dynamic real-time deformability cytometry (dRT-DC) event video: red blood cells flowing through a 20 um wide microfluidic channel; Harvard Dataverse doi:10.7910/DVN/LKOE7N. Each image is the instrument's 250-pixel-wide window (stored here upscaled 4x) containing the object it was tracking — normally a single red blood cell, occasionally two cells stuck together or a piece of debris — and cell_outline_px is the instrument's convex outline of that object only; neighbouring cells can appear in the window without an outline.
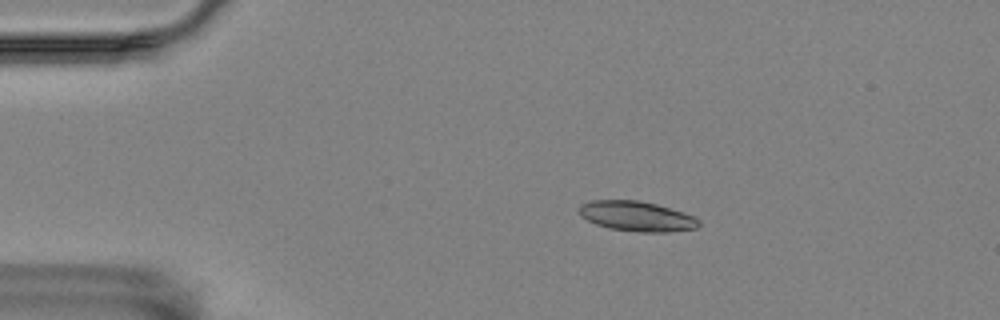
{"species": "Egyptian fruit bat (a non-hibernating species)", "species_latin": "Rousettus aegyptiacus", "temperature_condition": "room temperature", "stored_images_in_passage": 54, "camera_frame_rate_fps": 3000, "um_per_image_px": 0.085, "animal": {"sex": "female"}, "frame": {"image": 1, "passage_image": 7, "time_ms": 2.0, "image_size_px": [1000, 320], "cell_outline_px": [[700, 224], [696, 228], [668, 232], [640, 232], [608, 228], [596, 224], [580, 216], [580, 204], [592, 200], [640, 200], [656, 204], [684, 212], [700, 220]], "centroid_in_image_um": [54.12, 18.38], "position_along_channel_um": 30.9, "area_um2": 20.92}}
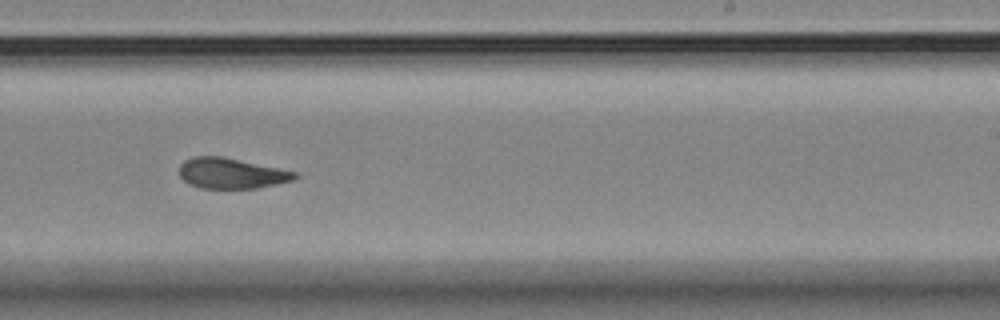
{"frame": {"image": 2, "passage_image": 32, "time_ms": 10.333, "image_size_px": [1000, 320], "cell_outline_px": [[300, 176], [292, 180], [276, 184], [256, 188], [200, 188], [188, 184], [180, 176], [180, 164], [184, 160], [192, 156], [220, 156], [296, 172]], "centroid_in_image_um": [19.62, 14.73], "position_along_channel_um": 269.4, "area_um2": 20.35}}
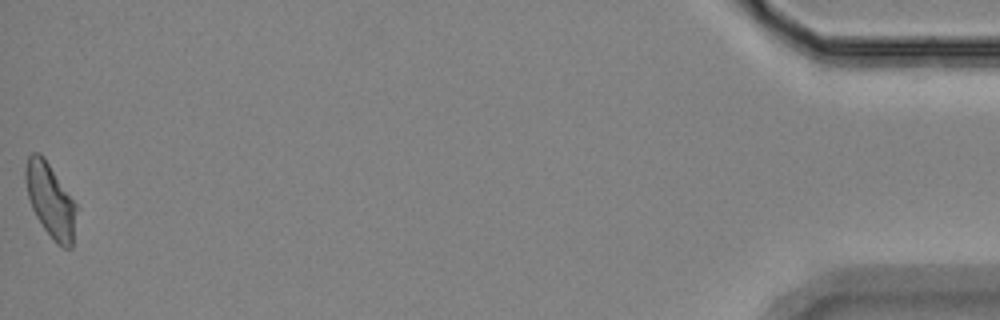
{"frame": {"image": 3, "passage_image": 54, "time_ms": 17.667, "image_size_px": [1000, 320], "cell_outline_px": [[80, 208], [72, 248], [64, 248], [56, 244], [44, 228], [36, 216], [32, 208], [28, 196], [24, 176], [24, 168], [28, 156], [32, 152], [40, 152], [44, 156]], "centroid_in_image_um": [4.34, 17.04], "position_along_channel_um": 430.9, "area_um2": 22.66}, "authors_computed_cell_mechanics": {"area_um2": 21.5016, "velocity_mm_per_s": 3.4588, "shape_relaxation_time_tau1_ms": 8.7297, "shape_relaxation_time_tau2_ms": 6.3502, "deformation_change_tau1": 0.1937, "deformation_change_tau2": 0.1402}}